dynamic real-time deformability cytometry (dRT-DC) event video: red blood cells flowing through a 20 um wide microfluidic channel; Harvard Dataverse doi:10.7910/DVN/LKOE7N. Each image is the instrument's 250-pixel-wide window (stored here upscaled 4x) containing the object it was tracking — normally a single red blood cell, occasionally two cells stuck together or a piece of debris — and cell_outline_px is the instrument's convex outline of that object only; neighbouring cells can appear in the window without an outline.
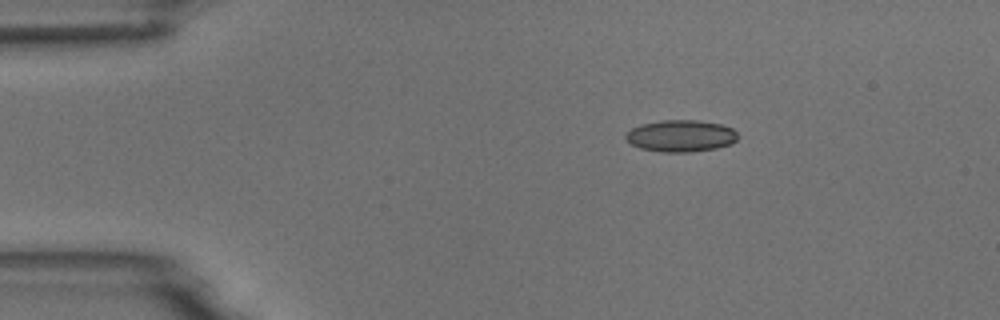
{"species": "common noctule bat (a hibernating species)", "species_latin": "Nyctalus noctula", "temperature_condition": "room temperature", "stored_images_in_passage": 3, "camera_frame_rate_fps": 3000, "um_per_image_px": 0.085, "animal": {"sex": "male", "body_mass_g": 18.8}, "frame": {"image": 1, "passage_image": 1, "time_ms": 0.0, "image_size_px": [1000, 320], "cell_outline_px": [[736, 140], [732, 144], [716, 148], [688, 152], [664, 152], [640, 148], [632, 144], [624, 136], [632, 128], [640, 124], [660, 120], [696, 120], [720, 124], [732, 128], [736, 132]], "centroid_in_image_um": [57.86, 11.54], "position_along_channel_um": 27.1, "area_um2": 20.63}}
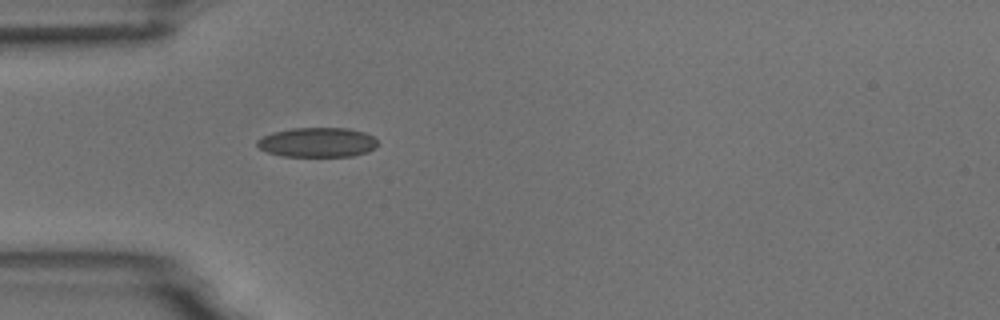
{"frame": {"image": 2, "passage_image": 3, "time_ms": 2.333, "image_size_px": [1000, 320], "cell_outline_px": [[376, 148], [368, 152], [352, 156], [280, 156], [268, 152], [260, 148], [256, 144], [256, 140], [272, 132], [292, 128], [348, 128], [364, 132], [372, 136], [376, 140]], "centroid_in_image_um": [26.97, 12.1], "position_along_channel_um": 58.0, "area_um2": 20.81}}